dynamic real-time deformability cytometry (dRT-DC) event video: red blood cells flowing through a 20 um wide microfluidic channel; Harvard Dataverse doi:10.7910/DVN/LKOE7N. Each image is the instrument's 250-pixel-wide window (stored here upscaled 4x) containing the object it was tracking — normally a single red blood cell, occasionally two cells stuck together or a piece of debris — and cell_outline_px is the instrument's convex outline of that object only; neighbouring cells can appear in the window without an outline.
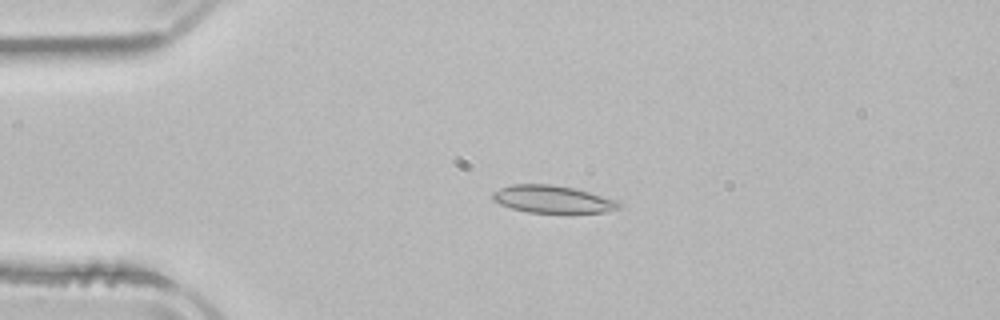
{"species": "common noctule bat (a hibernating species)", "species_latin": "Nyctalus noctula", "temperature_condition": "room temperature", "stored_images_in_passage": 42, "camera_frame_rate_fps": 3000, "um_per_image_px": 0.085, "animal": {"sex": "male", "body_mass_g": 21.5, "forearm_length_mm": 52.0}, "frame": {"image": 1, "passage_image": 2, "time_ms": 0.333, "image_size_px": [1000, 320], "cell_outline_px": [[620, 208], [604, 212], [528, 212], [512, 208], [500, 204], [492, 200], [492, 192], [500, 188], [512, 184], [548, 184], [572, 188], [588, 192], [616, 200], [620, 204]], "centroid_in_image_um": [46.91, 16.93], "position_along_channel_um": 38.1, "area_um2": 19.83}}
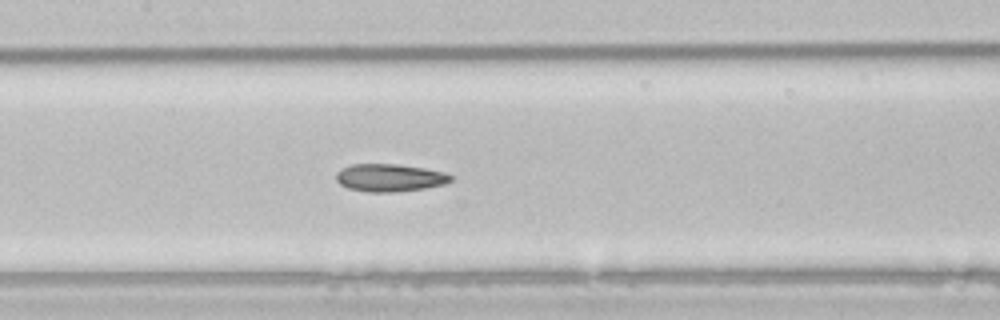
{"frame": {"image": 2, "passage_image": 15, "time_ms": 4.667, "image_size_px": [1000, 320], "cell_outline_px": [[452, 180], [444, 184], [424, 188], [396, 192], [368, 192], [348, 188], [340, 184], [336, 180], [336, 172], [352, 164], [396, 164], [424, 168], [444, 172], [452, 176]], "centroid_in_image_um": [33.11, 15.11], "position_along_channel_um": 174.3, "area_um2": 18.38}}
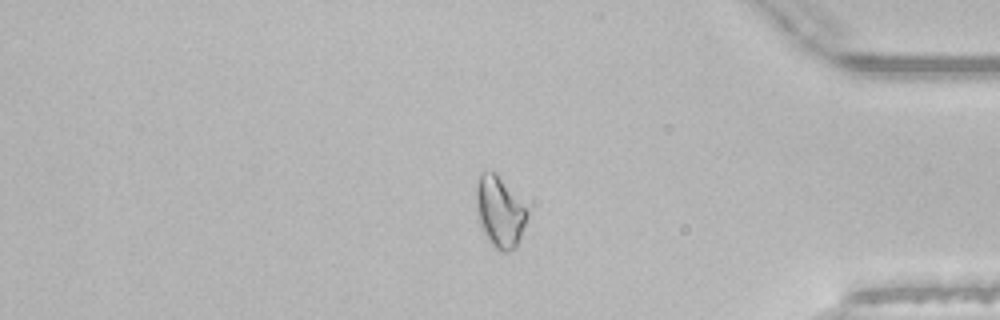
{"frame": {"image": 3, "passage_image": 34, "time_ms": 11.0, "image_size_px": [1000, 320], "cell_outline_px": [[528, 212], [516, 248], [508, 252], [500, 252], [488, 240], [480, 228], [476, 204], [476, 184], [480, 172], [492, 172], [500, 180]], "centroid_in_image_um": [42.41, 18.08], "position_along_channel_um": 392.8, "area_um2": 20.17}, "authors_computed_cell_mechanics": {"area_um2": 19.2763, "velocity_mm_per_s": 3.8788, "shape_relaxation_time_tau1_ms": 11.0804, "shape_relaxation_time_tau2_ms": 4.9819, "deformation_change_tau1": 0.2034, "deformation_change_tau2": 0.1154}}